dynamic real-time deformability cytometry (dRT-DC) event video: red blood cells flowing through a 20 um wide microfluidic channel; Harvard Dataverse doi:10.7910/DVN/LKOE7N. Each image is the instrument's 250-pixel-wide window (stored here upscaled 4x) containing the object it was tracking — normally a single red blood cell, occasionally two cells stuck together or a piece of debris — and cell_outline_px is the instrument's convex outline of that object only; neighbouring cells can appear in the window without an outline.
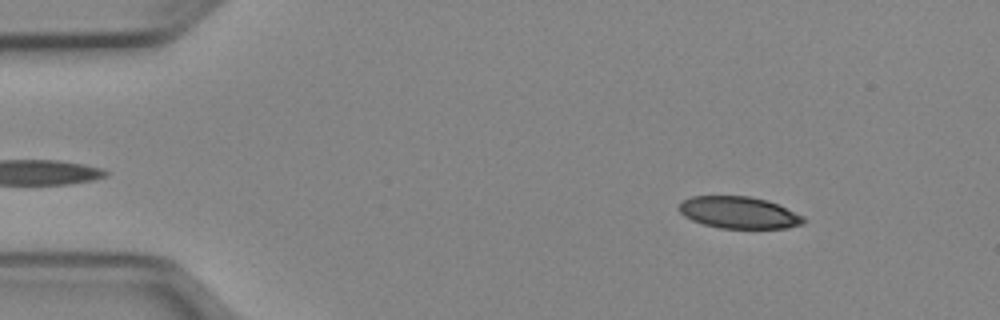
{"species": "Egyptian fruit bat (a non-hibernating species)", "species_latin": "Rousettus aegyptiacus", "temperature_condition": "cold", "stored_images_in_passage": 50, "camera_frame_rate_fps": 3000, "um_per_image_px": 0.085, "animal": {"sex": "female"}, "frame": {"image": 1, "passage_image": 6, "time_ms": 1.667, "image_size_px": [1000, 320], "cell_outline_px": [[804, 224], [788, 228], [720, 228], [704, 224], [692, 220], [684, 216], [680, 212], [680, 204], [684, 200], [692, 196], [748, 196], [768, 200], [804, 216]], "centroid_in_image_um": [62.83, 18.07], "position_along_channel_um": 22.2, "area_um2": 23.0}}
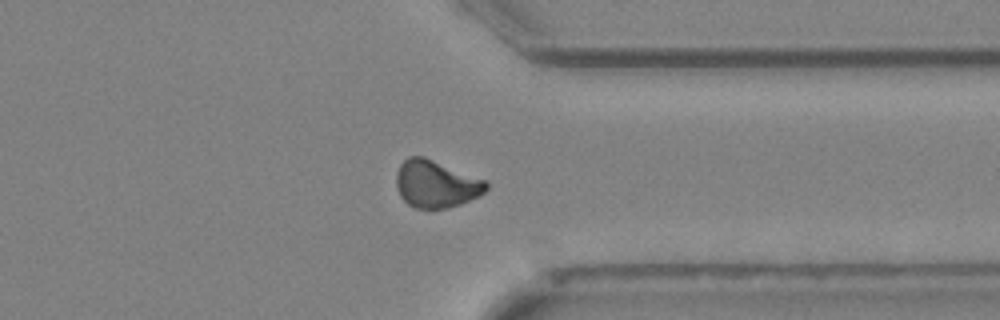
{"frame": {"image": 2, "passage_image": 39, "time_ms": 12.667, "image_size_px": [1000, 320], "cell_outline_px": [[488, 188], [484, 192], [460, 204], [448, 208], [416, 208], [408, 204], [400, 196], [396, 184], [396, 172], [400, 164], [408, 156], [424, 156], [488, 180]], "centroid_in_image_um": [37.06, 15.61], "position_along_channel_um": 374.3, "area_um2": 24.91}}
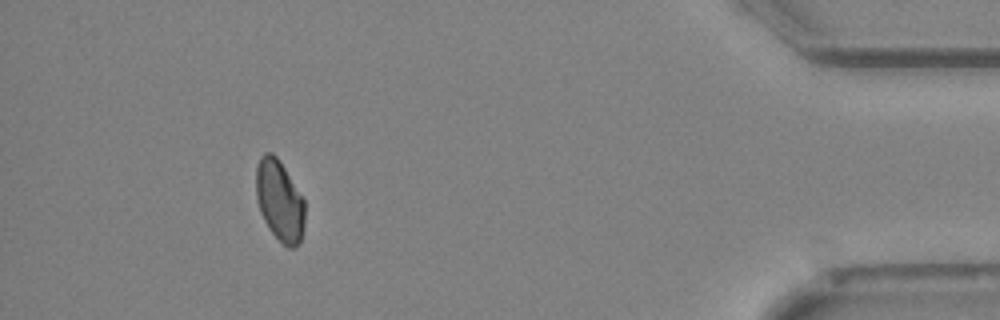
{"frame": {"image": 3, "passage_image": 46, "time_ms": 15.0, "image_size_px": [1000, 320], "cell_outline_px": [[304, 228], [300, 244], [296, 248], [288, 248], [268, 228], [260, 212], [256, 196], [256, 168], [260, 156], [264, 152], [272, 152], [276, 156], [284, 168], [304, 200]], "centroid_in_image_um": [23.76, 17.07], "position_along_channel_um": 411.4, "area_um2": 22.95}}